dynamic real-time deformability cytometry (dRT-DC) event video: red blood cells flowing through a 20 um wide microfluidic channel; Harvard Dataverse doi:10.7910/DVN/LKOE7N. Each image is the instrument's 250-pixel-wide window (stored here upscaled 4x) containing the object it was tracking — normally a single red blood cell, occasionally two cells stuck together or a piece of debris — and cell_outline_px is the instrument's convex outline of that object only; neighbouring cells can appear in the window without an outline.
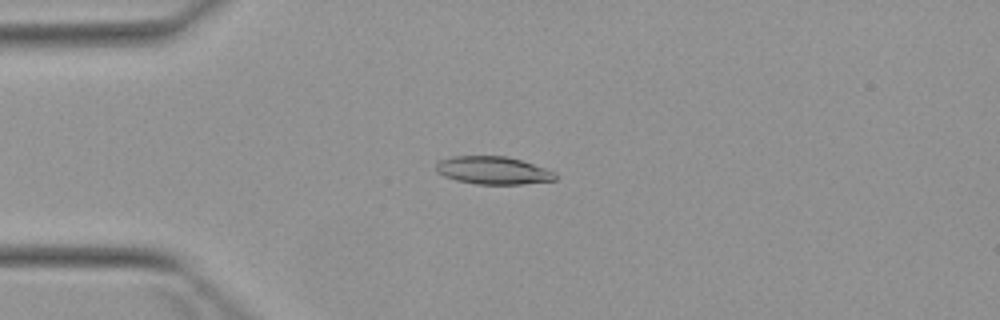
{"species": "Egyptian fruit bat (a non-hibernating species)", "species_latin": "Rousettus aegyptiacus", "temperature_condition": "warm", "stored_images_in_passage": 3, "camera_frame_rate_fps": 3000, "um_per_image_px": 0.085, "animal": {"sex": "female"}, "frame": {"image": 1, "passage_image": 3, "time_ms": 3.333, "image_size_px": [1000, 320], "cell_outline_px": [[556, 180], [524, 184], [476, 184], [456, 180], [444, 176], [436, 172], [436, 164], [440, 160], [452, 156], [508, 156], [556, 172]], "centroid_in_image_um": [41.9, 14.48], "position_along_channel_um": 43.1, "area_um2": 19.31}}